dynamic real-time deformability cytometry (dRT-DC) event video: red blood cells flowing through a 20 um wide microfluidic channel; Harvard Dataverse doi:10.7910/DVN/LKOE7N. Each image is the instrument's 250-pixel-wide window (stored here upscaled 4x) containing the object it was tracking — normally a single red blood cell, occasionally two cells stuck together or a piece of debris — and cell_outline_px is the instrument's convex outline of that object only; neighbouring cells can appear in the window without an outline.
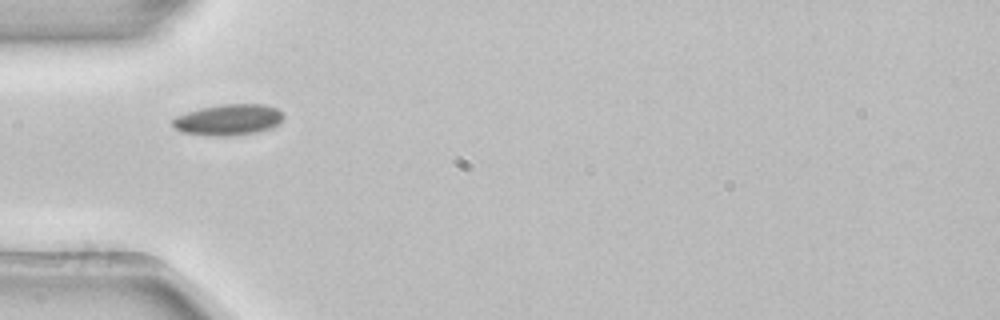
{"species": "common noctule bat (a hibernating species)", "species_latin": "Nyctalus noctula", "temperature_condition": "room temperature", "stored_images_in_passage": 4, "camera_frame_rate_fps": 3000, "um_per_image_px": 0.085, "animal": {"sex": "female", "body_mass_g": 22.7, "forearm_length_mm": 54.2}, "frame": {"image": 1, "passage_image": 4, "time_ms": 1.0, "image_size_px": [1000, 320], "cell_outline_px": [[284, 116], [280, 124], [256, 132], [232, 136], [212, 136], [180, 132], [172, 124], [172, 120], [176, 116], [200, 108], [224, 104], [264, 104], [276, 108], [284, 112]], "centroid_in_image_um": [19.43, 10.18], "position_along_channel_um": 65.6, "area_um2": 20.11}}